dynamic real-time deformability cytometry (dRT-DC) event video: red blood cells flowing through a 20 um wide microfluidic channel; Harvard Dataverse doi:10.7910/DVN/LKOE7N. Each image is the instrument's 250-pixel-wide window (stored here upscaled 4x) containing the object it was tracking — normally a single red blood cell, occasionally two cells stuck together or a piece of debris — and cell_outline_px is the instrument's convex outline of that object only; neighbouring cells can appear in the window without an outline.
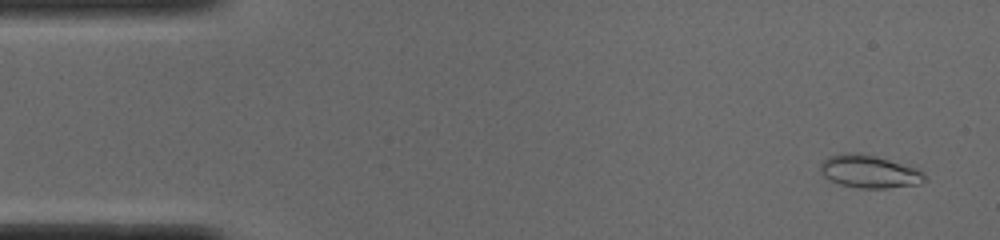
{"species": "common noctule bat (a hibernating species)", "species_latin": "Nyctalus noctula", "temperature_condition": "cold", "stored_images_in_passage": 52, "camera_frame_rate_fps": 3000, "um_per_image_px": 0.085, "animal": {"sex": "male", "body_mass_g": 19.0, "forearm_length_mm": 50.8}, "frame": {"image": 1, "passage_image": 3, "time_ms": 0.667, "image_size_px": [1000, 240], "cell_outline_px": [[928, 180], [920, 184], [884, 188], [860, 188], [840, 184], [824, 176], [820, 172], [820, 164], [828, 156], [844, 152], [860, 152], [876, 156], [916, 168], [924, 172]], "centroid_in_image_um": [73.9, 14.57], "position_along_channel_um": 11.1, "area_um2": 20.06}}
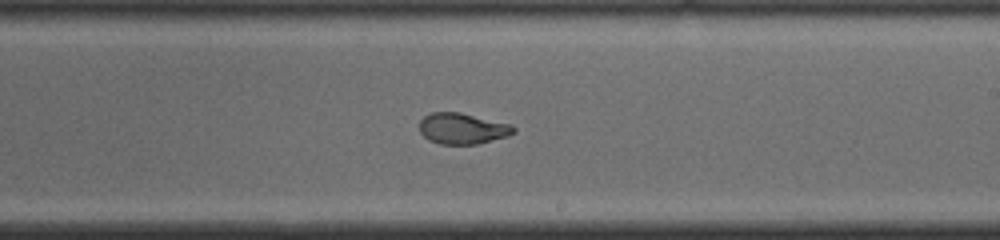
{"frame": {"image": 2, "passage_image": 30, "time_ms": 9.667, "image_size_px": [1000, 240], "cell_outline_px": [[516, 132], [508, 136], [476, 144], [440, 144], [428, 140], [420, 132], [420, 120], [424, 116], [432, 112], [460, 112], [512, 124], [516, 128]], "centroid_in_image_um": [39.32, 10.92], "position_along_channel_um": 249.7, "area_um2": 17.11}}
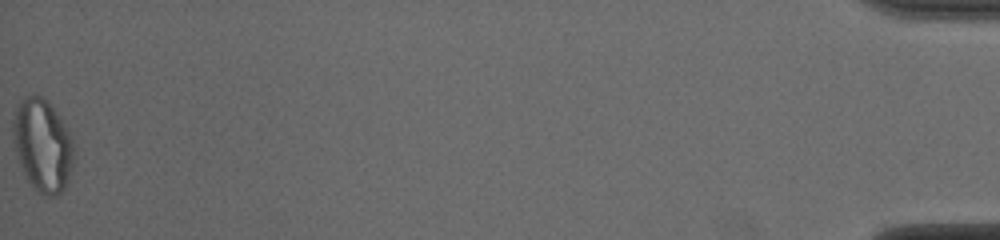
{"frame": {"image": 3, "passage_image": 52, "time_ms": 17.0, "image_size_px": [1000, 240], "cell_outline_px": [[76, 152], [64, 188], [56, 196], [44, 196], [32, 188], [20, 164], [16, 152], [12, 136], [12, 124], [16, 108], [20, 100], [24, 96], [40, 96], [52, 108], [68, 132], [72, 140]], "centroid_in_image_um": [3.6, 12.38], "position_along_channel_um": 431.6, "area_um2": 32.31}, "authors_computed_cell_mechanics": {"area_um2": 18.4671, "velocity_mm_per_s": 3.8822, "shape_relaxation_time_tau1_ms": 5.0278, "shape_relaxation_time_tau2_ms": 1.3902, "deformation_change_tau1": 0.2133, "deformation_change_tau2": 0.0671}}